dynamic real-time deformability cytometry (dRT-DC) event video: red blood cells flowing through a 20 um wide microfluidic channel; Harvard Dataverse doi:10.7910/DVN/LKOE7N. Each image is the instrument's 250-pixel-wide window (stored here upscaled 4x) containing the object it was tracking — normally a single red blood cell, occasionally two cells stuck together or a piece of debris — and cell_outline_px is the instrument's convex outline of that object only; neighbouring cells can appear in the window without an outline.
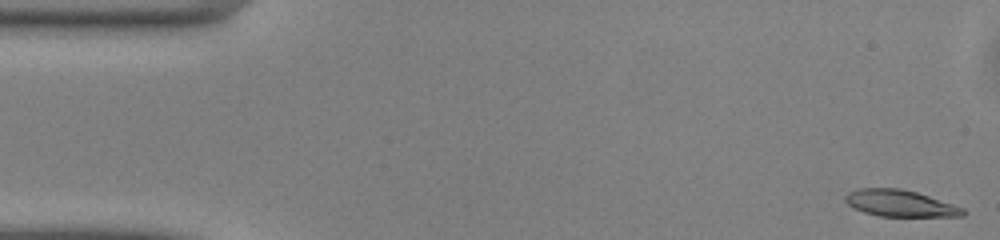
{"species": "common noctule bat (a hibernating species)", "species_latin": "Nyctalus noctula", "temperature_condition": "warm", "stored_images_in_passage": 49, "camera_frame_rate_fps": 3000, "um_per_image_px": 0.085, "animal": {"sex": "male", "body_mass_g": 13.0, "forearm_length_mm": 53.1}, "frame": {"image": 1, "passage_image": 1, "time_ms": 0.0, "image_size_px": [1000, 240], "cell_outline_px": [[968, 212], [964, 216], [880, 216], [864, 212], [848, 204], [844, 200], [844, 196], [848, 192], [860, 188], [900, 188], [916, 192], [964, 208]], "centroid_in_image_um": [76.51, 17.28], "position_along_channel_um": 8.5, "area_um2": 18.09}}
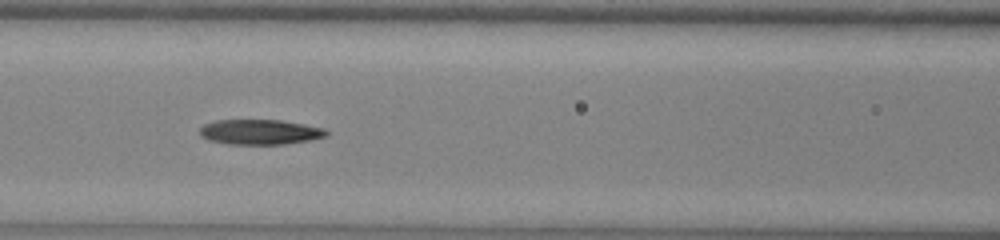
{"frame": {"image": 2, "passage_image": 20, "time_ms": 6.333, "image_size_px": [1000, 240], "cell_outline_px": [[328, 136], [312, 140], [284, 144], [228, 144], [208, 140], [200, 136], [200, 128], [204, 124], [216, 120], [280, 120], [304, 124], [324, 128], [328, 132]], "centroid_in_image_um": [22.11, 11.22], "position_along_channel_um": 144.5, "area_um2": 18.61}}
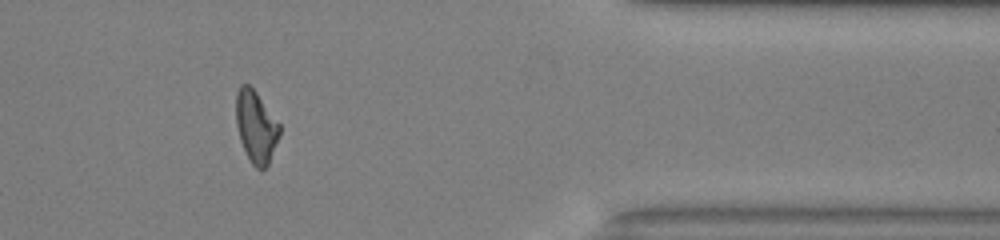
{"frame": {"image": 3, "passage_image": 40, "time_ms": 13.0, "image_size_px": [1000, 240], "cell_outline_px": [[280, 132], [268, 164], [264, 168], [256, 168], [252, 164], [240, 140], [236, 124], [236, 92], [240, 84], [248, 84], [256, 92], [280, 124]], "centroid_in_image_um": [21.74, 10.73], "position_along_channel_um": 389.7, "area_um2": 17.92}}